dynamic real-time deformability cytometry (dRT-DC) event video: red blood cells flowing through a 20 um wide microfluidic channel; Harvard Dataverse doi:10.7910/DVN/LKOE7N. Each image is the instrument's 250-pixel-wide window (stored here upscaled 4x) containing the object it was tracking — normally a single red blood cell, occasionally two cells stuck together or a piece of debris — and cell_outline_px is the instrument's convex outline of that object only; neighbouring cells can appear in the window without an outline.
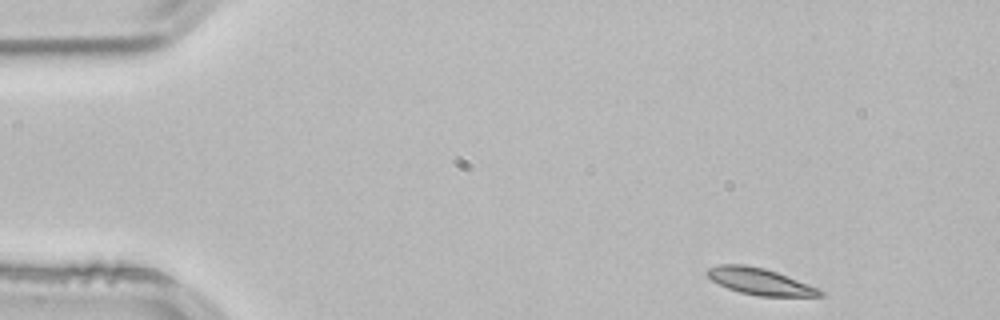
{"species": "common noctule bat (a hibernating species)", "species_latin": "Nyctalus noctula", "temperature_condition": "room temperature", "stored_images_in_passage": 3, "camera_frame_rate_fps": 3000, "um_per_image_px": 0.085, "animal": {"sex": "male", "body_mass_g": 21.5, "forearm_length_mm": 52.0}, "frame": {"image": 1, "passage_image": 1, "time_ms": 0.0, "image_size_px": [1000, 320], "cell_outline_px": [[824, 296], [760, 296], [740, 292], [728, 288], [712, 280], [704, 272], [708, 268], [720, 264], [744, 264], [764, 268], [776, 272], [820, 288], [824, 292]], "centroid_in_image_um": [64.6, 23.92], "position_along_channel_um": 20.4, "area_um2": 17.4}}
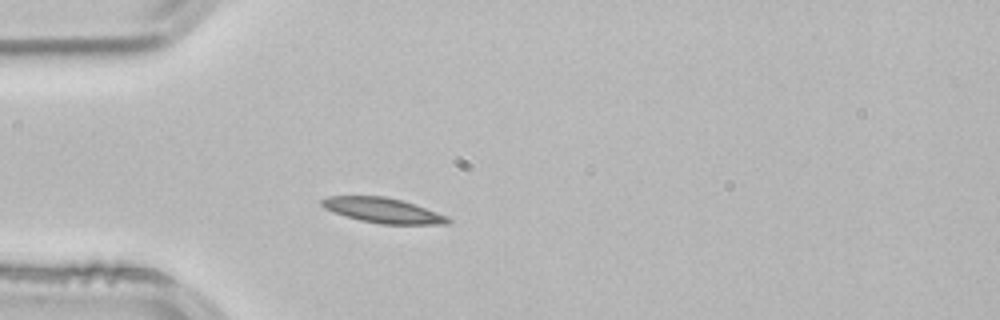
{"frame": {"image": 2, "passage_image": 3, "time_ms": 0.667, "image_size_px": [1000, 320], "cell_outline_px": [[452, 220], [448, 224], [380, 224], [360, 220], [344, 216], [324, 208], [320, 204], [320, 200], [328, 196], [384, 196], [400, 200], [448, 216]], "centroid_in_image_um": [32.51, 17.89], "position_along_channel_um": 52.5, "area_um2": 18.26}}